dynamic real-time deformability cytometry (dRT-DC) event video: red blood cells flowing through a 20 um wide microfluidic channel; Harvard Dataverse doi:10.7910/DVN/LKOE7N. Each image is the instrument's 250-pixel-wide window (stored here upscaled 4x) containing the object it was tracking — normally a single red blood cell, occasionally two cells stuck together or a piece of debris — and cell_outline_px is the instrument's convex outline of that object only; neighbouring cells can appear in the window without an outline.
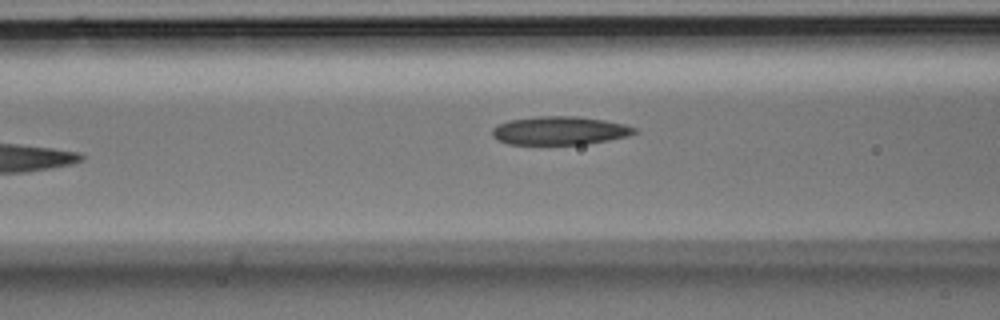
{"species": "Egyptian fruit bat (a non-hibernating species)", "species_latin": "Rousettus aegyptiacus", "temperature_condition": "room temperature", "stored_images_in_passage": 4, "camera_frame_rate_fps": 3000, "um_per_image_px": 0.085, "animal": {"sex": "male"}, "frame": {"image": 1, "passage_image": 4, "time_ms": 1.0, "image_size_px": [1000, 320], "cell_outline_px": [[640, 132], [628, 136], [608, 140], [584, 144], [508, 144], [496, 140], [492, 136], [492, 128], [496, 124], [508, 120], [540, 116], [576, 116], [604, 120], [624, 124], [636, 128]], "centroid_in_image_um": [47.55, 11.1], "position_along_channel_um": 119.0, "area_um2": 23.7}}